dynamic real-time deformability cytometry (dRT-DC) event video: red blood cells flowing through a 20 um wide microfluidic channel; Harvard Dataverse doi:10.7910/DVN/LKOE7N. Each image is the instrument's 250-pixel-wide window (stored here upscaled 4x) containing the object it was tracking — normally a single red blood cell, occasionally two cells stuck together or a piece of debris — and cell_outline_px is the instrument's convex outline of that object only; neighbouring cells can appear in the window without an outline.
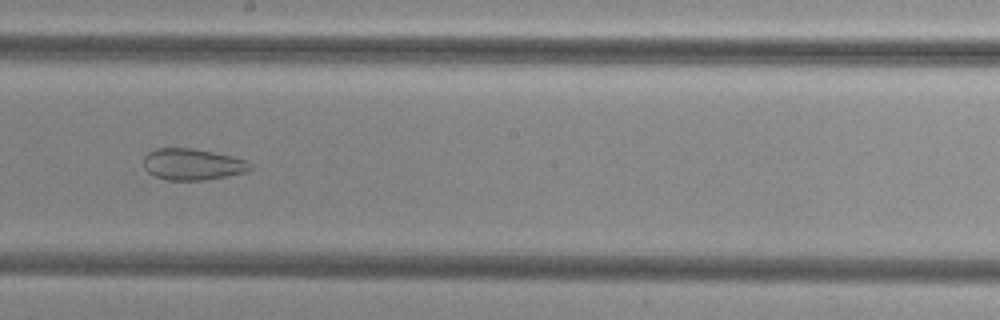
{"species": "common noctule bat (a hibernating species)", "species_latin": "Nyctalus noctula", "temperature_condition": "cold", "stored_images_in_passage": 44, "camera_frame_rate_fps": 3000, "um_per_image_px": 0.085, "animal": {"sex": "female", "body_mass_g": 29.2, "forearm_length_mm": 56.3}, "frame": {"image": 1, "passage_image": 22, "time_ms": 7.0, "image_size_px": [1000, 320], "cell_outline_px": [[252, 168], [248, 172], [228, 176], [204, 180], [168, 180], [156, 176], [148, 172], [144, 168], [144, 156], [148, 152], [156, 148], [192, 148], [232, 156], [244, 160], [252, 164]], "centroid_in_image_um": [16.37, 13.97], "position_along_channel_um": 231.8, "area_um2": 19.54}}
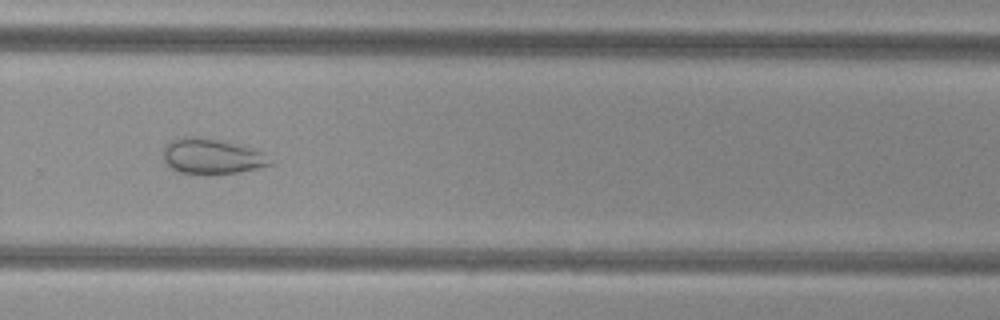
{"frame": {"image": 2, "passage_image": 28, "time_ms": 9.0, "image_size_px": [1000, 320], "cell_outline_px": [[272, 164], [240, 172], [180, 172], [172, 168], [164, 160], [164, 148], [172, 140], [188, 136], [192, 136], [220, 140], [248, 148], [260, 152]], "centroid_in_image_um": [17.95, 13.27], "position_along_channel_um": 311.9, "area_um2": 20.75}}
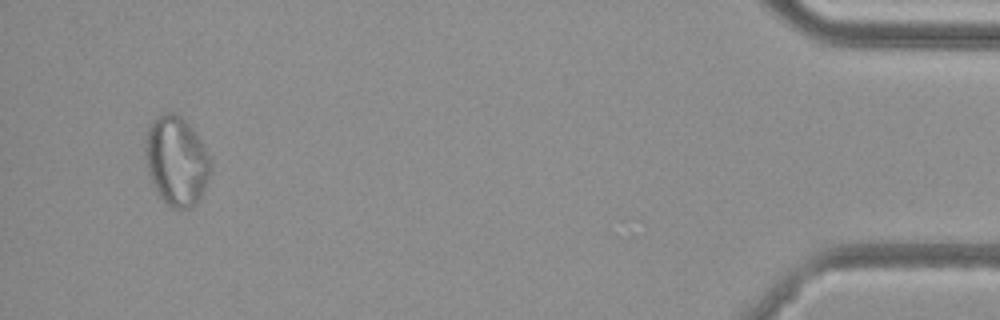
{"frame": {"image": 3, "passage_image": 42, "time_ms": 13.667, "image_size_px": [1000, 320], "cell_outline_px": [[212, 168], [204, 192], [200, 200], [196, 204], [188, 208], [168, 208], [160, 196], [148, 176], [144, 156], [144, 140], [148, 128], [152, 120], [168, 112], [172, 112], [180, 116], [192, 128], [200, 140], [212, 160]], "centroid_in_image_um": [14.99, 13.71], "position_along_channel_um": 420.2, "area_um2": 34.45}}